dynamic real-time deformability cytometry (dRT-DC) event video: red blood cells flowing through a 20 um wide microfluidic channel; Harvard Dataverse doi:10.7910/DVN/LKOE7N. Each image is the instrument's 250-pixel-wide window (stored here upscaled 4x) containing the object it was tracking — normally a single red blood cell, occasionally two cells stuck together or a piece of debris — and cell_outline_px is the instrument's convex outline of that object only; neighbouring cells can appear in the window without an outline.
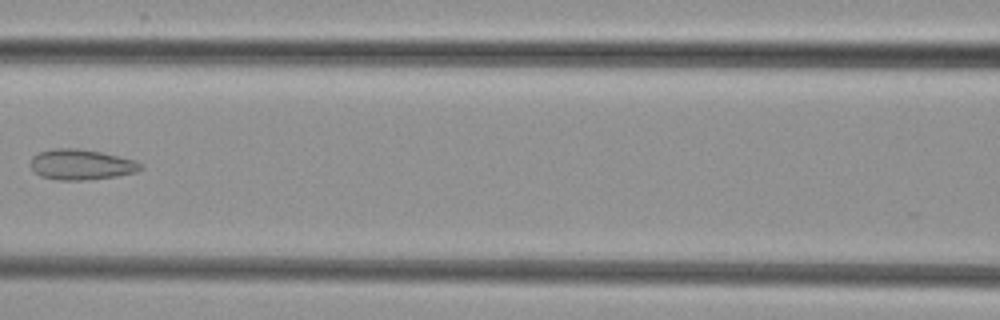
{"species": "common noctule bat (a hibernating species)", "species_latin": "Nyctalus noctula", "temperature_condition": "cold", "stored_images_in_passage": 9, "camera_frame_rate_fps": 3000, "um_per_image_px": 0.085, "animal": {"sex": "female", "body_mass_g": 29.2, "forearm_length_mm": 56.3}, "frame": {"image": 1, "passage_image": 7, "time_ms": 8.0, "image_size_px": [1000, 320], "cell_outline_px": [[144, 168], [136, 172], [116, 176], [88, 180], [56, 180], [40, 176], [28, 164], [32, 156], [40, 152], [56, 148], [76, 148], [100, 152], [136, 160]], "centroid_in_image_um": [6.88, 13.99], "position_along_channel_um": 159.7, "area_um2": 19.59}}
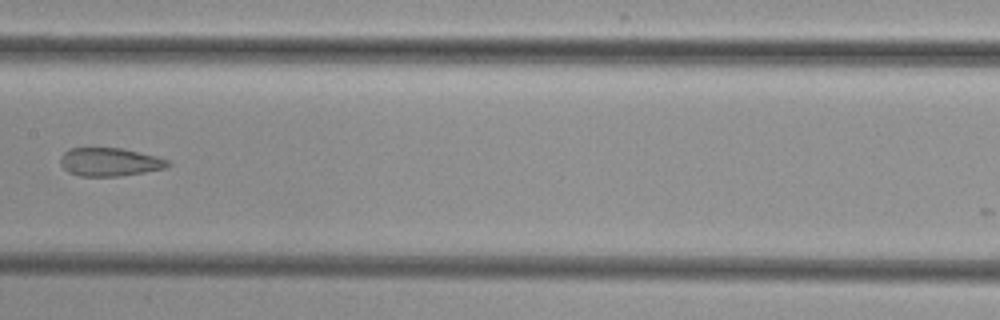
{"frame": {"image": 2, "passage_image": 8, "time_ms": 9.0, "image_size_px": [1000, 320], "cell_outline_px": [[172, 164], [168, 168], [144, 172], [116, 176], [80, 176], [68, 172], [60, 164], [60, 156], [68, 148], [120, 148], [156, 156], [168, 160]], "centroid_in_image_um": [9.32, 13.77], "position_along_channel_um": 198.1, "area_um2": 17.74}}